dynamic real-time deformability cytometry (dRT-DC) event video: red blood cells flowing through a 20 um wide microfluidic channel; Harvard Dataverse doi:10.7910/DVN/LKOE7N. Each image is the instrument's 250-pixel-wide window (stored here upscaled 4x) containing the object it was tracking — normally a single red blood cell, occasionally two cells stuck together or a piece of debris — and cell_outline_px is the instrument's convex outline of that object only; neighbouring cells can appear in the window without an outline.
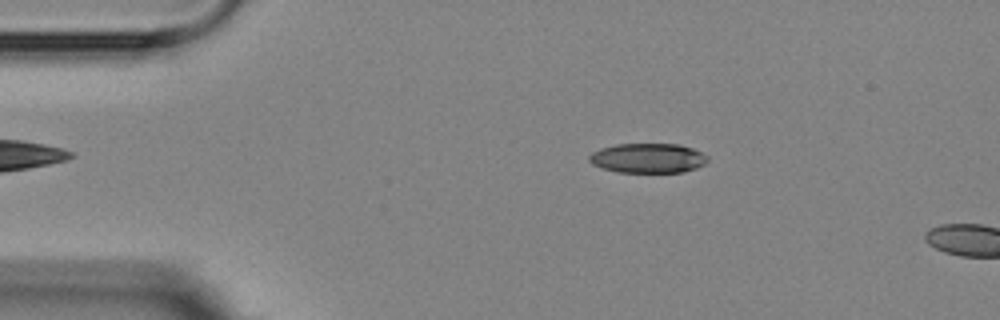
{"species": "Egyptian fruit bat (a non-hibernating species)", "species_latin": "Rousettus aegyptiacus", "temperature_condition": "room temperature", "stored_images_in_passage": 3, "camera_frame_rate_fps": 3000, "um_per_image_px": 0.085, "animal": {"sex": "female"}, "frame": {"image": 1, "passage_image": 2, "time_ms": 1.333, "image_size_px": [1000, 320], "cell_outline_px": [[708, 160], [704, 164], [696, 168], [684, 172], [616, 172], [592, 164], [588, 160], [588, 156], [592, 152], [600, 148], [616, 144], [680, 144], [692, 148], [708, 156]], "centroid_in_image_um": [55.06, 13.44], "position_along_channel_um": 29.9, "area_um2": 20.52}}